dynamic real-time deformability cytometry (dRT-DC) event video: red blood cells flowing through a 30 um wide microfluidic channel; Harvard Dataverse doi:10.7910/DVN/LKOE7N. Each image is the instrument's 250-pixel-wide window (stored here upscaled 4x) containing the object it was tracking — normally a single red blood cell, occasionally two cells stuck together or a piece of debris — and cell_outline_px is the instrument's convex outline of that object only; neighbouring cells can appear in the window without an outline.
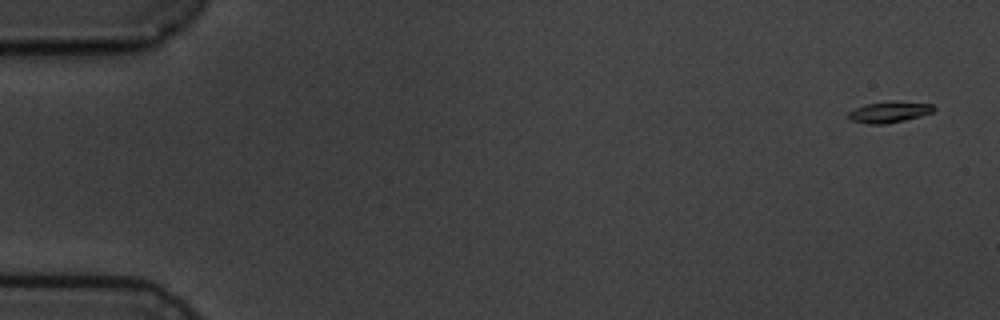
{"species": "common noctule bat (a hibernating species)", "species_latin": "Nyctalus noctula", "temperature_condition": "cold", "stored_images_in_passage": 3, "camera_frame_rate_fps": 3000, "um_per_image_px": 0.085, "animal": {"sex": "male", "body_mass_g": 19.5, "forearm_length_mm": 54.6}, "frame": {"image": 1, "passage_image": 1, "time_ms": 0.0, "image_size_px": [1000, 320], "cell_outline_px": [[936, 108], [932, 112], [920, 116], [904, 120], [884, 124], [868, 124], [848, 120], [848, 112], [864, 104], [888, 100], [932, 104]], "centroid_in_image_um": [75.55, 9.51], "position_along_channel_um": 9.5, "area_um2": 10.64}}